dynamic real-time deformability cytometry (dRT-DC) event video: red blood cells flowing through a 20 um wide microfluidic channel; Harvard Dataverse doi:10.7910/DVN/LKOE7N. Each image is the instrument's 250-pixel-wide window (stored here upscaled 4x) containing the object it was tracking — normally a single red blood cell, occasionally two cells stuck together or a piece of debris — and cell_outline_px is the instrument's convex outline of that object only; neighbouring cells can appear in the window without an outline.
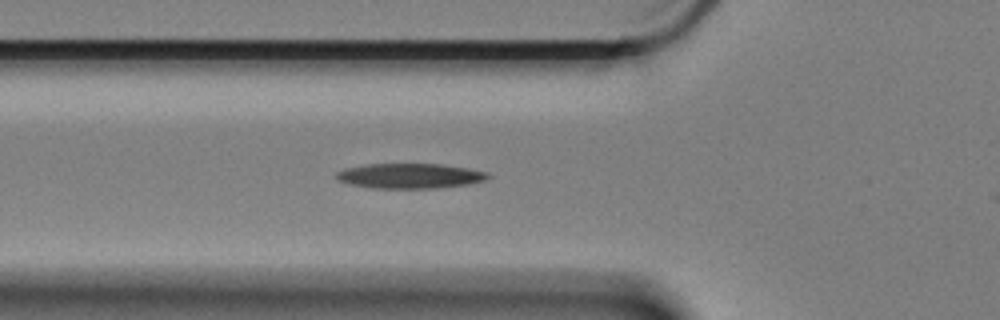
{"species": "Egyptian fruit bat (a non-hibernating species)", "species_latin": "Rousettus aegyptiacus", "temperature_condition": "cold", "stored_images_in_passage": 20, "camera_frame_rate_fps": 3000, "um_per_image_px": 0.085, "animal": {"sex": "female"}, "frame": {"image": 1, "passage_image": 19, "time_ms": 6.0, "image_size_px": [1000, 320], "cell_outline_px": [[492, 176], [484, 180], [468, 184], [436, 188], [372, 188], [352, 184], [340, 180], [336, 176], [336, 172], [348, 168], [368, 164], [440, 164], [468, 168], [488, 172]], "centroid_in_image_um": [34.9, 14.95], "position_along_channel_um": 90.9, "area_um2": 21.85}}